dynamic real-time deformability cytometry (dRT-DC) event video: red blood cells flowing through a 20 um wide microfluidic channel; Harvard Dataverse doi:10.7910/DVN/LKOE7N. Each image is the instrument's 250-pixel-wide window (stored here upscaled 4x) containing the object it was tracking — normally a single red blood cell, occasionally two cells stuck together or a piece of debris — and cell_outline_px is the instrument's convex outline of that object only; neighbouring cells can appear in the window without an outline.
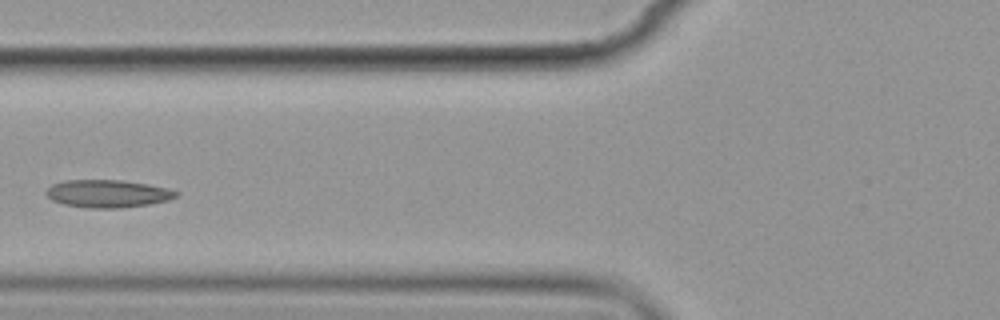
{"species": "common noctule bat (a hibernating species)", "species_latin": "Nyctalus noctula", "temperature_condition": "cold", "stored_images_in_passage": 8, "camera_frame_rate_fps": 3000, "um_per_image_px": 0.085, "animal": {"sex": "female", "body_mass_g": 19.9}, "frame": {"image": 1, "passage_image": 4, "time_ms": 3.667, "image_size_px": [1000, 320], "cell_outline_px": [[180, 196], [168, 200], [148, 204], [120, 208], [88, 208], [64, 204], [52, 200], [44, 192], [52, 184], [64, 180], [120, 180], [148, 184], [168, 188], [180, 192]], "centroid_in_image_um": [9.18, 16.45], "position_along_channel_um": 116.6, "area_um2": 21.04}}
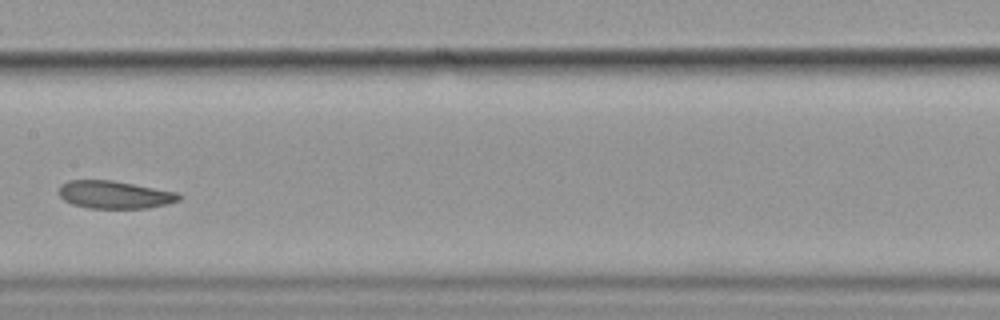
{"frame": {"image": 2, "passage_image": 6, "time_ms": 6.0, "image_size_px": [1000, 320], "cell_outline_px": [[184, 196], [180, 200], [168, 204], [148, 208], [88, 208], [72, 204], [64, 200], [60, 196], [60, 184], [68, 180], [112, 180], [176, 192]], "centroid_in_image_um": [9.76, 16.55], "position_along_channel_um": 197.6, "area_um2": 19.42}}
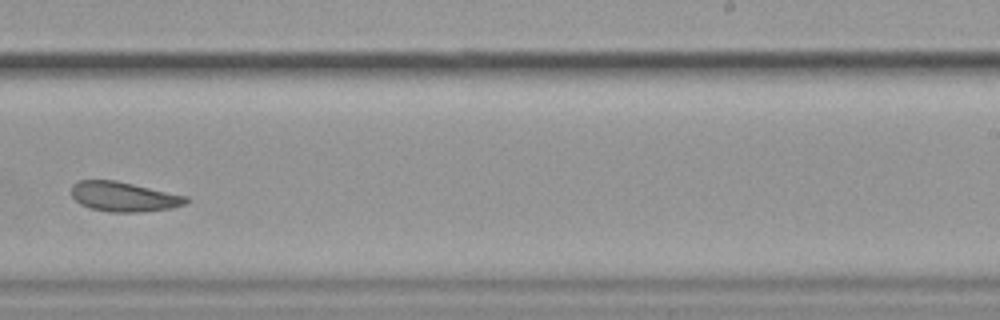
{"frame": {"image": 3, "passage_image": 8, "time_ms": 8.333, "image_size_px": [1000, 320], "cell_outline_px": [[188, 200], [184, 204], [172, 208], [140, 212], [108, 212], [92, 208], [80, 204], [72, 196], [72, 184], [80, 180], [116, 180], [188, 196]], "centroid_in_image_um": [10.52, 16.71], "position_along_channel_um": 278.5, "area_um2": 19.83}}